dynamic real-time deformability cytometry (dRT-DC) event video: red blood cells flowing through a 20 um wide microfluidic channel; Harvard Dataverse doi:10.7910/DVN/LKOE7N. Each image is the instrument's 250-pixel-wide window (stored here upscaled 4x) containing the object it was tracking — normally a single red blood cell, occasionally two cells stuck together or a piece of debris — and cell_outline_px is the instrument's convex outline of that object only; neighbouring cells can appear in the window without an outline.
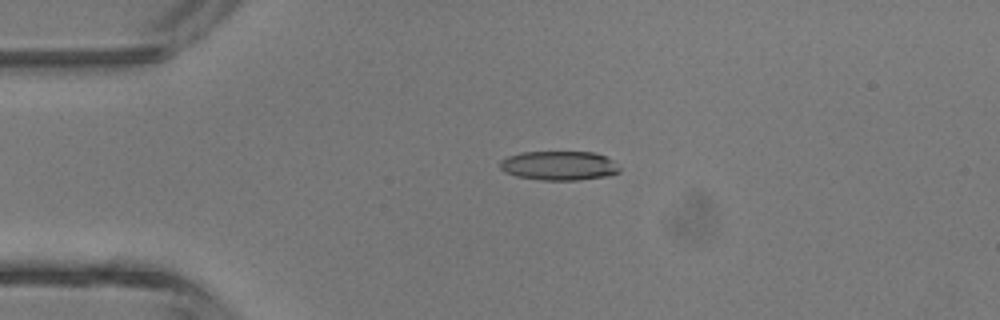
{"species": "common noctule bat (a hibernating species)", "species_latin": "Nyctalus noctula", "temperature_condition": "room temperature", "stored_images_in_passage": 4, "camera_frame_rate_fps": 3000, "um_per_image_px": 0.085, "animal": {"sex": "male", "body_mass_g": 13.3}, "frame": {"image": 1, "passage_image": 3, "time_ms": 2.333, "image_size_px": [1000, 320], "cell_outline_px": [[620, 172], [604, 176], [580, 180], [540, 180], [516, 176], [504, 172], [500, 168], [500, 160], [508, 156], [520, 152], [592, 152], [604, 156], [612, 160], [620, 168]], "centroid_in_image_um": [47.48, 14.08], "position_along_channel_um": 37.5, "area_um2": 20.35}}